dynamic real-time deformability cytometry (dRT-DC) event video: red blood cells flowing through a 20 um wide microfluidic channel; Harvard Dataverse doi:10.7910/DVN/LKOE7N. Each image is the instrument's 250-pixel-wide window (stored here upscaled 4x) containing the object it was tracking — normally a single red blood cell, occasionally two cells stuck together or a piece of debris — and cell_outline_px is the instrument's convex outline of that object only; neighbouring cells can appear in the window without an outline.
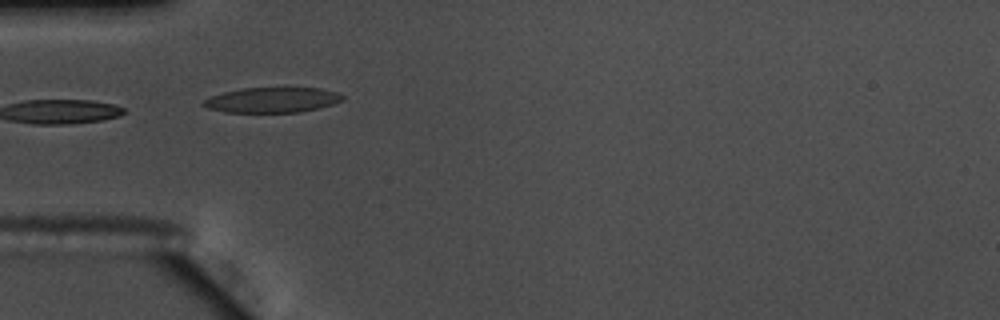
{"species": "common noctule bat (a hibernating species)", "species_latin": "Nyctalus noctula", "temperature_condition": "warm", "stored_images_in_passage": 25, "camera_frame_rate_fps": 3000, "um_per_image_px": 0.085, "animal": {"sex": "male", "body_mass_g": 17.5, "forearm_length_mm": 52.3}, "frame": {"image": 1, "passage_image": 1, "time_ms": 0.0, "image_size_px": [1000, 320], "cell_outline_px": [[344, 100], [320, 108], [300, 112], [224, 112], [208, 108], [200, 104], [204, 100], [212, 96], [224, 92], [244, 88], [320, 88], [336, 92], [344, 96]], "centroid_in_image_um": [23.15, 8.5], "position_along_channel_um": 61.8, "area_um2": 20.35}}
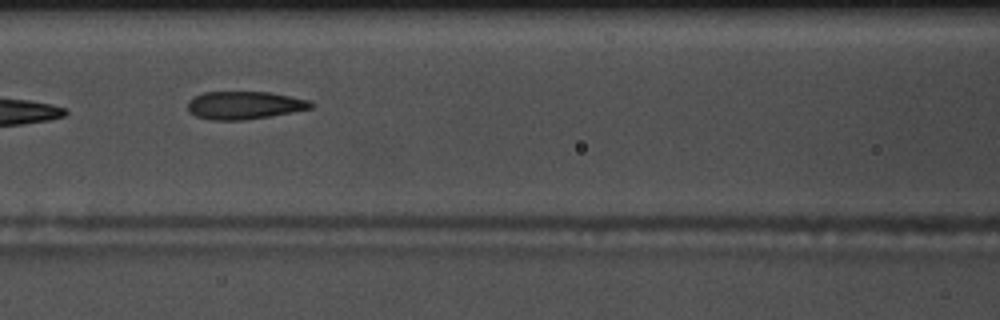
{"frame": {"image": 2, "passage_image": 8, "time_ms": 2.333, "image_size_px": [1000, 320], "cell_outline_px": [[316, 104], [312, 108], [268, 116], [244, 120], [212, 120], [196, 116], [188, 112], [188, 100], [204, 92], [268, 92], [308, 100]], "centroid_in_image_um": [20.74, 8.95], "position_along_channel_um": 145.9, "area_um2": 19.83}}